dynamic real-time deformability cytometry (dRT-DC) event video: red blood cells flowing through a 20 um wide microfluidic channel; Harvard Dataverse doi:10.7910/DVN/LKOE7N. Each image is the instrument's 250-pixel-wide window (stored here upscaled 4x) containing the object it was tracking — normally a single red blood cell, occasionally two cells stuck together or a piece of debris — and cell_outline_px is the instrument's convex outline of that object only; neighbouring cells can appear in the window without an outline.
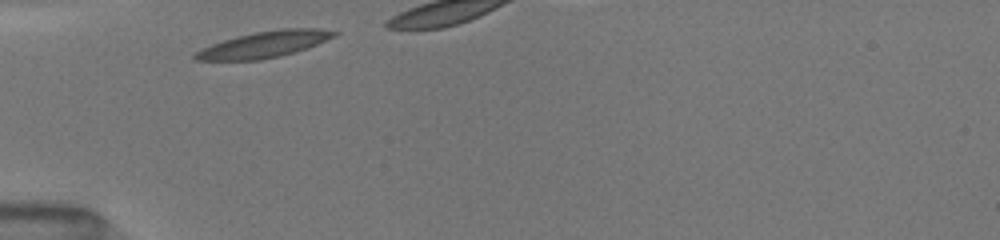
{"species": "common noctule bat (a hibernating species)", "species_latin": "Nyctalus noctula", "temperature_condition": "room temperature", "stored_images_in_passage": 4, "camera_frame_rate_fps": 3000, "um_per_image_px": 0.085, "animal": {"sex": "female", "body_mass_g": 19.5, "forearm_length_mm": 54.1}, "frame": {"image": 1, "passage_image": 1, "time_ms": 0.0, "image_size_px": [1000, 240], "cell_outline_px": [[340, 32], [336, 36], [308, 48], [280, 56], [260, 60], [192, 60], [192, 56], [196, 52], [212, 44], [236, 36], [256, 32], [280, 28], [320, 28]], "centroid_in_image_um": [22.5, 3.77], "position_along_channel_um": 62.5, "area_um2": 21.27}}